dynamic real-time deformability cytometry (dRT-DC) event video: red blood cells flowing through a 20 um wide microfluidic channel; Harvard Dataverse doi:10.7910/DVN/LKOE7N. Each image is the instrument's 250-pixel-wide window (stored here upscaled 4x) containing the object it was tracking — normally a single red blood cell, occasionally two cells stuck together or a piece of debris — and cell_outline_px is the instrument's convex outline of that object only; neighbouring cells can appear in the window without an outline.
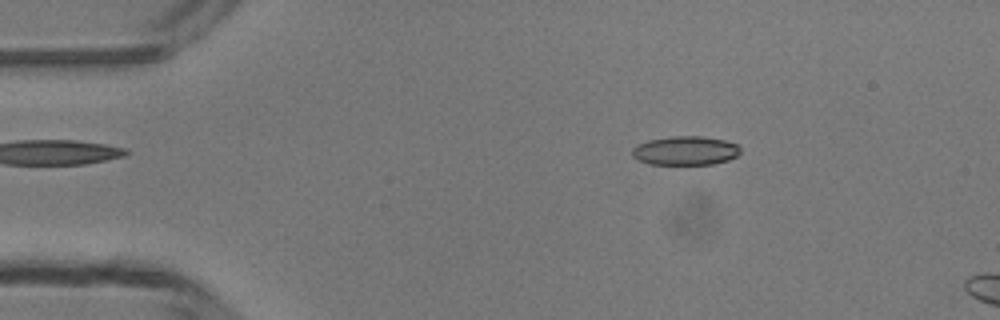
{"species": "common noctule bat (a hibernating species)", "species_latin": "Nyctalus noctula", "temperature_condition": "room temperature", "stored_images_in_passage": 3, "camera_frame_rate_fps": 3000, "um_per_image_px": 0.085, "animal": {"sex": "male", "body_mass_g": 13.3}, "frame": {"image": 1, "passage_image": 2, "time_ms": 1.0, "image_size_px": [1000, 320], "cell_outline_px": [[740, 152], [736, 156], [728, 160], [712, 164], [648, 164], [632, 156], [632, 148], [636, 144], [648, 140], [672, 136], [700, 136], [724, 140], [736, 144], [740, 148]], "centroid_in_image_um": [58.23, 12.8], "position_along_channel_um": 26.8, "area_um2": 18.21}}